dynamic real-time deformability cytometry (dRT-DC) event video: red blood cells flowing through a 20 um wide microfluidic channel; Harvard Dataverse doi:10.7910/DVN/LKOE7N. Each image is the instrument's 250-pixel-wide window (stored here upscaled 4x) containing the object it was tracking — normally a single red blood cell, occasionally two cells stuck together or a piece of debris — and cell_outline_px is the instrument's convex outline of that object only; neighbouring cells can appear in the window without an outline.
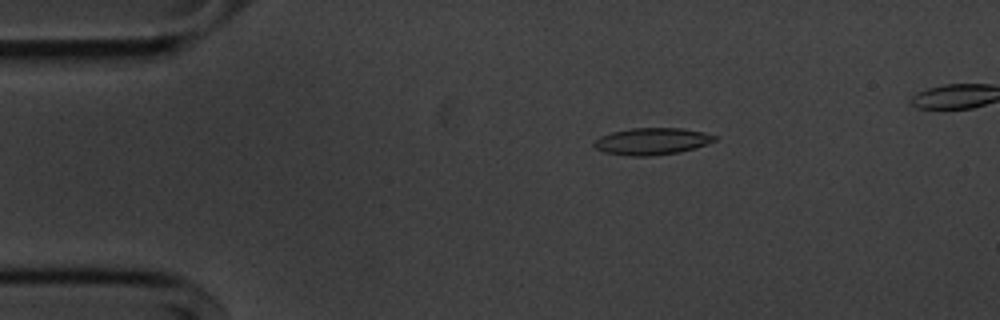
{"species": "common noctule bat (a hibernating species)", "species_latin": "Nyctalus noctula", "temperature_condition": "cold", "stored_images_in_passage": 43, "camera_frame_rate_fps": 3000, "um_per_image_px": 0.085, "animal": {"sex": "male", "body_mass_g": 20.1, "forearm_length_mm": 53.5}, "frame": {"image": 1, "passage_image": 1, "time_ms": 0.0, "image_size_px": [1000, 320], "cell_outline_px": [[716, 140], [680, 152], [652, 156], [632, 156], [604, 152], [596, 148], [592, 144], [600, 136], [612, 132], [632, 128], [680, 128], [704, 132], [716, 136]], "centroid_in_image_um": [55.38, 12.01], "position_along_channel_um": 29.6, "area_um2": 18.67}}
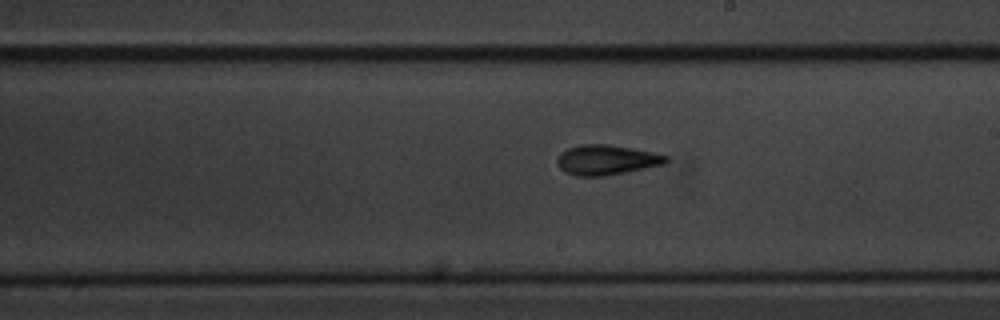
{"frame": {"image": 2, "passage_image": 22, "time_ms": 7.0, "image_size_px": [1000, 320], "cell_outline_px": [[668, 160], [664, 164], [604, 176], [576, 176], [564, 172], [556, 164], [556, 160], [560, 152], [568, 148], [580, 144], [608, 144], [632, 148], [652, 152], [668, 156]], "centroid_in_image_um": [51.49, 13.58], "position_along_channel_um": 237.5, "area_um2": 19.02}}
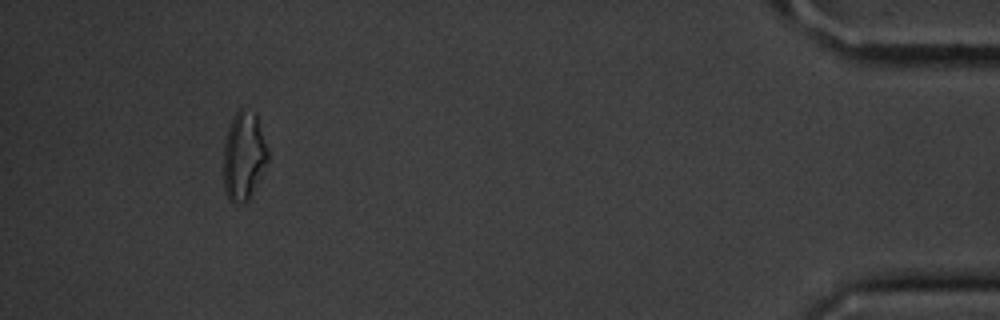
{"frame": {"image": 3, "passage_image": 42, "time_ms": 13.667, "image_size_px": [1000, 320], "cell_outline_px": [[268, 160], [248, 200], [244, 204], [232, 204], [228, 200], [224, 188], [224, 140], [232, 116], [240, 108], [256, 112], [268, 148]], "centroid_in_image_um": [20.71, 13.25], "position_along_channel_um": 414.5, "area_um2": 23.12}}